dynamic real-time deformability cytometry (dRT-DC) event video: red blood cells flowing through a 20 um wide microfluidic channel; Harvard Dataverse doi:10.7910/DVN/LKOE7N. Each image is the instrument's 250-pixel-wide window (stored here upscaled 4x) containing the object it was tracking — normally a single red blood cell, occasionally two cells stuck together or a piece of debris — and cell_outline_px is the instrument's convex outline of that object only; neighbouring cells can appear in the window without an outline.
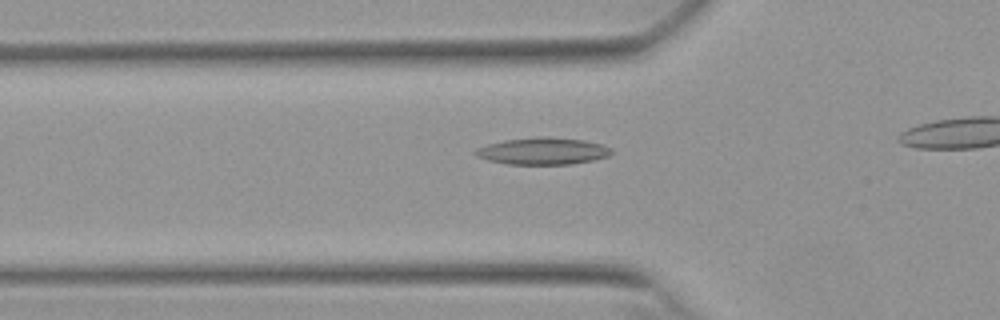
{"species": "Egyptian fruit bat (a non-hibernating species)", "species_latin": "Rousettus aegyptiacus", "temperature_condition": "warm", "stored_images_in_passage": 27, "camera_frame_rate_fps": 3000, "um_per_image_px": 0.085, "animal": {"sex": "female"}, "frame": {"image": 1, "passage_image": 2, "time_ms": 0.333, "image_size_px": [1000, 320], "cell_outline_px": [[612, 152], [608, 156], [592, 160], [572, 164], [508, 164], [488, 160], [476, 156], [472, 152], [476, 148], [488, 144], [504, 140], [536, 136], [548, 136], [584, 140], [604, 144], [612, 148]], "centroid_in_image_um": [46.14, 12.83], "position_along_channel_um": 79.7, "area_um2": 21.56}}
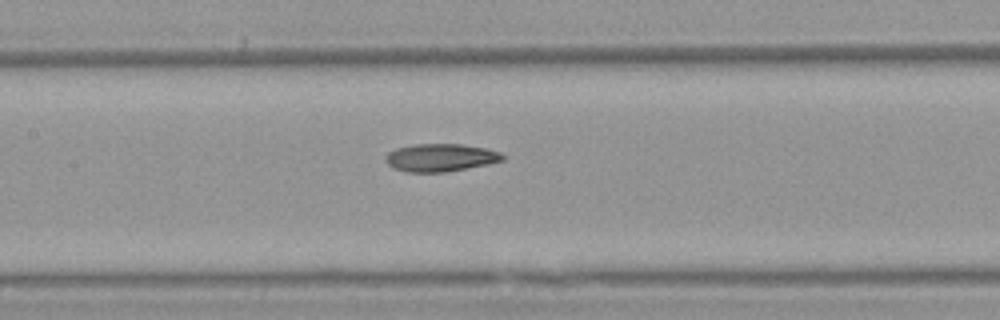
{"frame": {"image": 2, "passage_image": 9, "time_ms": 2.667, "image_size_px": [1000, 320], "cell_outline_px": [[504, 160], [488, 164], [448, 172], [408, 172], [392, 168], [384, 160], [384, 156], [388, 152], [396, 148], [416, 144], [460, 144], [484, 148], [500, 152], [504, 156]], "centroid_in_image_um": [37.41, 13.4], "position_along_channel_um": 170.0, "area_um2": 19.02}}
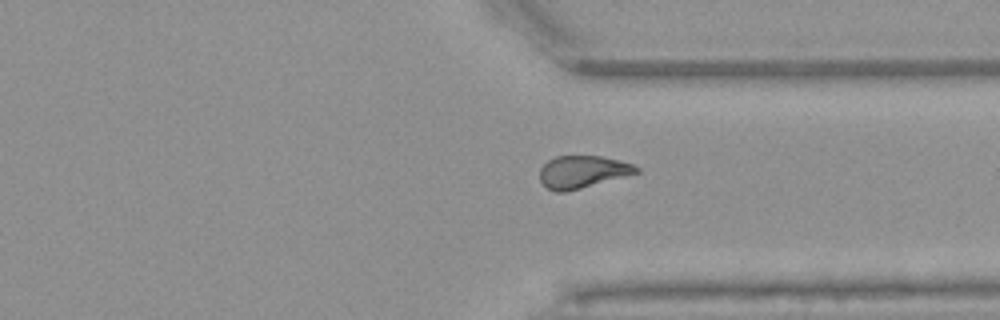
{"frame": {"image": 3, "passage_image": 24, "time_ms": 7.667, "image_size_px": [1000, 320], "cell_outline_px": [[640, 172], [580, 188], [564, 192], [556, 192], [548, 188], [540, 180], [540, 168], [548, 160], [556, 156], [600, 156], [632, 164], [640, 168]], "centroid_in_image_um": [49.49, 14.6], "position_along_channel_um": 361.9, "area_um2": 17.92}}